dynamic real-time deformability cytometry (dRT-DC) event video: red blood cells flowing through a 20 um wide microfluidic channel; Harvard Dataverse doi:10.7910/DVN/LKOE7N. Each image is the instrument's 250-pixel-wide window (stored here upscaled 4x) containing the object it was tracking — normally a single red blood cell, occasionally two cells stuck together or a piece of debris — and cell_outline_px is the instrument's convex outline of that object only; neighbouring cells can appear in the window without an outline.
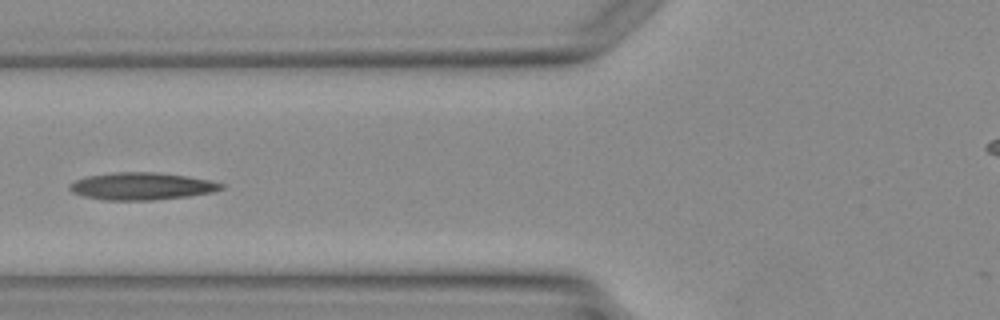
{"species": "Egyptian fruit bat (a non-hibernating species)", "species_latin": "Rousettus aegyptiacus", "temperature_condition": "warm", "stored_images_in_passage": 4, "camera_frame_rate_fps": 3000, "um_per_image_px": 0.085, "animal": {"sex": "female"}, "frame": {"image": 1, "passage_image": 4, "time_ms": 3.667, "image_size_px": [1000, 320], "cell_outline_px": [[224, 188], [212, 192], [188, 196], [152, 200], [104, 200], [84, 196], [72, 192], [68, 188], [68, 184], [76, 180], [88, 176], [116, 172], [156, 172], [188, 176], [208, 180], [224, 184]], "centroid_in_image_um": [12.03, 15.82], "position_along_channel_um": 113.8, "area_um2": 24.04}}